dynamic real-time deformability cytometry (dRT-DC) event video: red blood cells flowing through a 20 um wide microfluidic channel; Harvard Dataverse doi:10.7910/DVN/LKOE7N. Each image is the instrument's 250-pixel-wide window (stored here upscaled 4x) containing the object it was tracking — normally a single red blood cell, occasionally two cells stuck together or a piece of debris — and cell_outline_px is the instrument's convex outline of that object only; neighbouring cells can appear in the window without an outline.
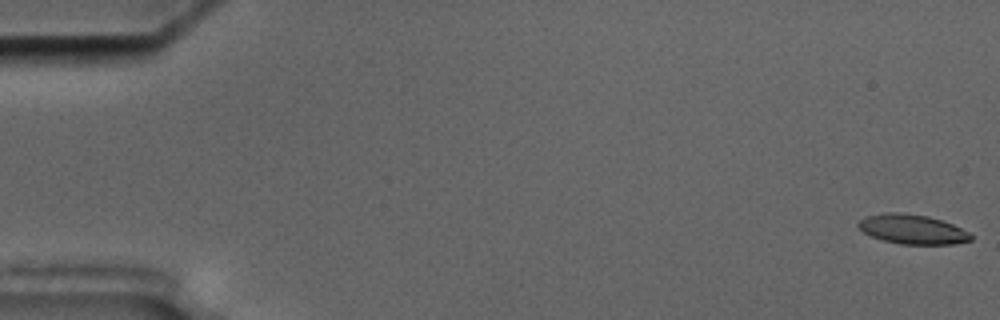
{"species": "common noctule bat (a hibernating species)", "species_latin": "Nyctalus noctula", "temperature_condition": "cold", "stored_images_in_passage": 13, "camera_frame_rate_fps": 3000, "um_per_image_px": 0.085, "animal": {"sex": "male", "body_mass_g": 17.5, "forearm_length_mm": 52.3}, "frame": {"image": 1, "passage_image": 1, "time_ms": 0.0, "image_size_px": [1000, 320], "cell_outline_px": [[972, 240], [952, 244], [900, 244], [884, 240], [872, 236], [864, 232], [856, 224], [864, 216], [884, 212], [900, 212], [928, 216], [952, 224], [968, 232], [972, 236]], "centroid_in_image_um": [77.52, 19.47], "position_along_channel_um": 7.5, "area_um2": 19.25}}